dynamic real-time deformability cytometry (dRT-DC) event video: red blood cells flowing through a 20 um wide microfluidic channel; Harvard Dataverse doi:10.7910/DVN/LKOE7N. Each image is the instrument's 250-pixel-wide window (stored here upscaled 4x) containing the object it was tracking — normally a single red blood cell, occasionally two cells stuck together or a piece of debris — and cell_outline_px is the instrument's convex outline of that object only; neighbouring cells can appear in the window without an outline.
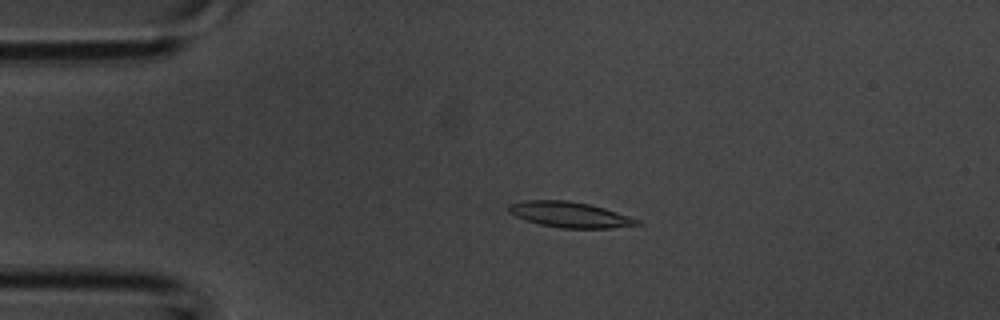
{"species": "common noctule bat (a hibernating species)", "species_latin": "Nyctalus noctula", "temperature_condition": "room temperature", "stored_images_in_passage": 34, "camera_frame_rate_fps": 3000, "um_per_image_px": 0.085, "animal": {"sex": "male", "body_mass_g": 20.1, "forearm_length_mm": 53.5}, "frame": {"image": 1, "passage_image": 1, "time_ms": 0.0, "image_size_px": [1000, 320], "cell_outline_px": [[644, 224], [612, 228], [560, 228], [540, 224], [516, 216], [508, 212], [508, 204], [524, 200], [568, 200], [588, 204], [604, 208], [640, 220]], "centroid_in_image_um": [48.44, 18.24], "position_along_channel_um": 36.6, "area_um2": 19.07}}
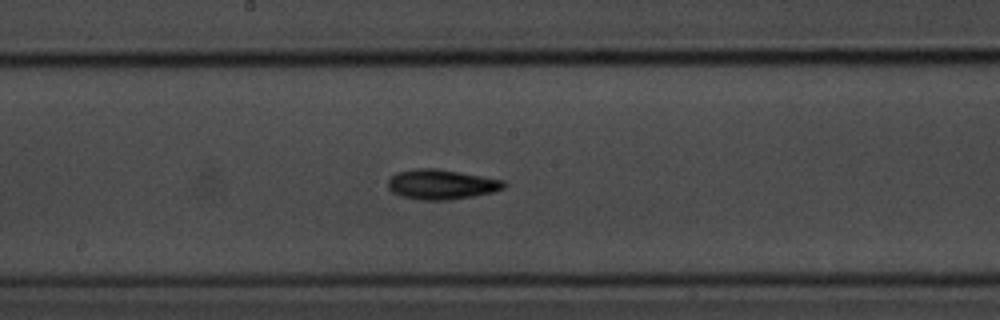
{"frame": {"image": 2, "passage_image": 14, "time_ms": 4.333, "image_size_px": [1000, 320], "cell_outline_px": [[508, 184], [504, 188], [492, 192], [472, 196], [448, 200], [420, 200], [400, 196], [392, 192], [388, 188], [388, 180], [396, 172], [416, 168], [436, 168], [504, 180]], "centroid_in_image_um": [37.5, 15.67], "position_along_channel_um": 210.7, "area_um2": 20.23}}
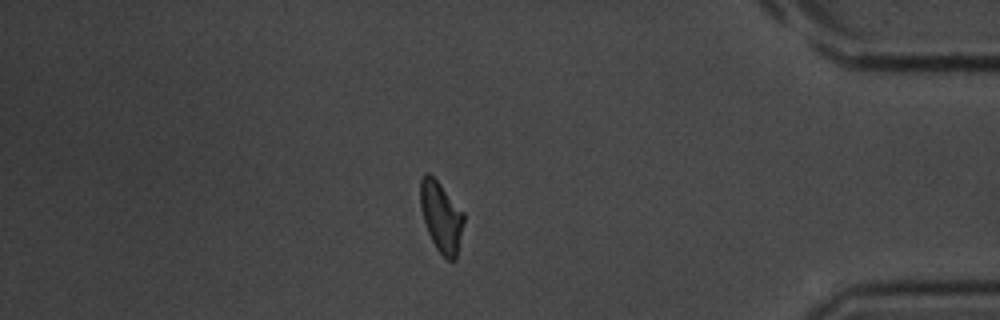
{"frame": {"image": 3, "passage_image": 28, "time_ms": 9.0, "image_size_px": [1000, 320], "cell_outline_px": [[464, 220], [456, 260], [448, 260], [436, 248], [428, 232], [424, 220], [420, 204], [420, 180], [424, 172], [428, 172], [440, 184], [464, 212]], "centroid_in_image_um": [37.5, 18.41], "position_along_channel_um": 397.7, "area_um2": 17.63}}